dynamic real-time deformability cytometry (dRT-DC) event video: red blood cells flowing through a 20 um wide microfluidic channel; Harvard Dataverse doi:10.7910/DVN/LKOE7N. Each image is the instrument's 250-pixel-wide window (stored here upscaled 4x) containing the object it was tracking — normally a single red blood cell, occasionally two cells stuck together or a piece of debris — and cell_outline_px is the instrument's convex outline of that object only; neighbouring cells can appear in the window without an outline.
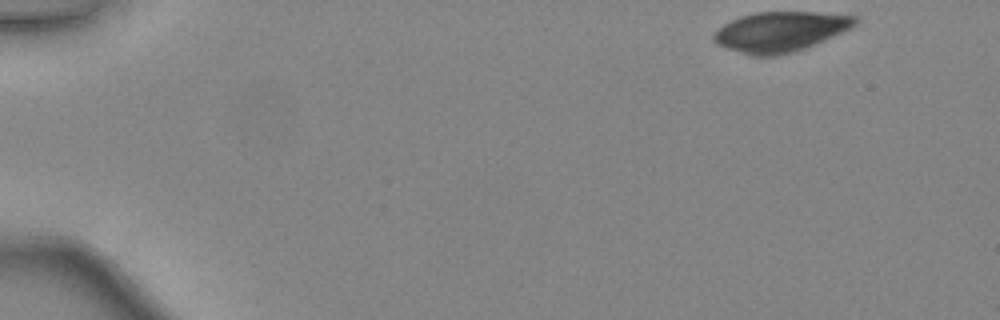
{"species": "common noctule bat (a hibernating species)", "species_latin": "Nyctalus noctula", "temperature_condition": "warm", "stored_images_in_passage": 44, "camera_frame_rate_fps": 3000, "um_per_image_px": 0.085, "animal": {"sex": "female", "body_mass_g": 24.6, "forearm_length_mm": 56.2}, "frame": {"image": 1, "passage_image": 1, "time_ms": 0.0, "image_size_px": [1000, 320], "cell_outline_px": [[860, 20], [852, 28], [816, 44], [792, 52], [776, 56], [752, 56], [716, 44], [712, 40], [712, 36], [724, 24], [740, 16], [756, 12], [816, 12], [860, 16]], "centroid_in_image_um": [66.37, 2.68], "position_along_channel_um": 18.6, "area_um2": 33.06}}